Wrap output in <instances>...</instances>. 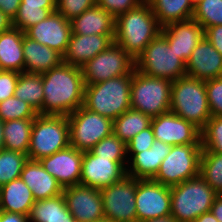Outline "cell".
<instances>
[{
    "label": "cell",
    "instance_id": "6da1fadb",
    "mask_svg": "<svg viewBox=\"0 0 222 222\" xmlns=\"http://www.w3.org/2000/svg\"><path fill=\"white\" fill-rule=\"evenodd\" d=\"M43 115H65L84 103V78L80 67L62 62L42 74Z\"/></svg>",
    "mask_w": 222,
    "mask_h": 222
},
{
    "label": "cell",
    "instance_id": "7a4b0ae2",
    "mask_svg": "<svg viewBox=\"0 0 222 222\" xmlns=\"http://www.w3.org/2000/svg\"><path fill=\"white\" fill-rule=\"evenodd\" d=\"M161 29L150 4L145 0L137 8L115 19L114 42L135 60Z\"/></svg>",
    "mask_w": 222,
    "mask_h": 222
},
{
    "label": "cell",
    "instance_id": "3957f363",
    "mask_svg": "<svg viewBox=\"0 0 222 222\" xmlns=\"http://www.w3.org/2000/svg\"><path fill=\"white\" fill-rule=\"evenodd\" d=\"M132 74L85 85L83 106L114 121L131 109Z\"/></svg>",
    "mask_w": 222,
    "mask_h": 222
},
{
    "label": "cell",
    "instance_id": "277c9868",
    "mask_svg": "<svg viewBox=\"0 0 222 222\" xmlns=\"http://www.w3.org/2000/svg\"><path fill=\"white\" fill-rule=\"evenodd\" d=\"M170 112L202 130L212 117L205 81L189 76L172 81Z\"/></svg>",
    "mask_w": 222,
    "mask_h": 222
},
{
    "label": "cell",
    "instance_id": "5b68a950",
    "mask_svg": "<svg viewBox=\"0 0 222 222\" xmlns=\"http://www.w3.org/2000/svg\"><path fill=\"white\" fill-rule=\"evenodd\" d=\"M170 189L171 215L177 222H193L203 213L210 212L218 195L200 175Z\"/></svg>",
    "mask_w": 222,
    "mask_h": 222
},
{
    "label": "cell",
    "instance_id": "8992f818",
    "mask_svg": "<svg viewBox=\"0 0 222 222\" xmlns=\"http://www.w3.org/2000/svg\"><path fill=\"white\" fill-rule=\"evenodd\" d=\"M70 145L68 116L40 115L33 121L28 159L39 161Z\"/></svg>",
    "mask_w": 222,
    "mask_h": 222
},
{
    "label": "cell",
    "instance_id": "52a82bcc",
    "mask_svg": "<svg viewBox=\"0 0 222 222\" xmlns=\"http://www.w3.org/2000/svg\"><path fill=\"white\" fill-rule=\"evenodd\" d=\"M172 81L145 75L134 69L131 83V109L151 118L170 112Z\"/></svg>",
    "mask_w": 222,
    "mask_h": 222
},
{
    "label": "cell",
    "instance_id": "ba28073f",
    "mask_svg": "<svg viewBox=\"0 0 222 222\" xmlns=\"http://www.w3.org/2000/svg\"><path fill=\"white\" fill-rule=\"evenodd\" d=\"M135 69L145 75L175 81L186 76V64L160 32L135 59Z\"/></svg>",
    "mask_w": 222,
    "mask_h": 222
},
{
    "label": "cell",
    "instance_id": "9c48e42d",
    "mask_svg": "<svg viewBox=\"0 0 222 222\" xmlns=\"http://www.w3.org/2000/svg\"><path fill=\"white\" fill-rule=\"evenodd\" d=\"M202 144L171 146L153 180L174 186L199 175Z\"/></svg>",
    "mask_w": 222,
    "mask_h": 222
},
{
    "label": "cell",
    "instance_id": "30bf717a",
    "mask_svg": "<svg viewBox=\"0 0 222 222\" xmlns=\"http://www.w3.org/2000/svg\"><path fill=\"white\" fill-rule=\"evenodd\" d=\"M70 146L79 151H90L99 141L113 133V121L96 112L79 107L68 115Z\"/></svg>",
    "mask_w": 222,
    "mask_h": 222
},
{
    "label": "cell",
    "instance_id": "8fae6325",
    "mask_svg": "<svg viewBox=\"0 0 222 222\" xmlns=\"http://www.w3.org/2000/svg\"><path fill=\"white\" fill-rule=\"evenodd\" d=\"M134 69L135 60L115 42L81 67L85 85L133 74Z\"/></svg>",
    "mask_w": 222,
    "mask_h": 222
},
{
    "label": "cell",
    "instance_id": "7c38bea8",
    "mask_svg": "<svg viewBox=\"0 0 222 222\" xmlns=\"http://www.w3.org/2000/svg\"><path fill=\"white\" fill-rule=\"evenodd\" d=\"M104 218L110 222H137L136 178L125 176L100 190Z\"/></svg>",
    "mask_w": 222,
    "mask_h": 222
},
{
    "label": "cell",
    "instance_id": "4fadbf2b",
    "mask_svg": "<svg viewBox=\"0 0 222 222\" xmlns=\"http://www.w3.org/2000/svg\"><path fill=\"white\" fill-rule=\"evenodd\" d=\"M137 222L171 215V189L153 179H136Z\"/></svg>",
    "mask_w": 222,
    "mask_h": 222
},
{
    "label": "cell",
    "instance_id": "5bb4252c",
    "mask_svg": "<svg viewBox=\"0 0 222 222\" xmlns=\"http://www.w3.org/2000/svg\"><path fill=\"white\" fill-rule=\"evenodd\" d=\"M127 164L128 161H112L90 151L83 152L79 184L101 190L121 181L127 175Z\"/></svg>",
    "mask_w": 222,
    "mask_h": 222
},
{
    "label": "cell",
    "instance_id": "9a60e30c",
    "mask_svg": "<svg viewBox=\"0 0 222 222\" xmlns=\"http://www.w3.org/2000/svg\"><path fill=\"white\" fill-rule=\"evenodd\" d=\"M62 195L74 220L78 222H98L105 219L99 189L77 184L64 188Z\"/></svg>",
    "mask_w": 222,
    "mask_h": 222
},
{
    "label": "cell",
    "instance_id": "2e32d148",
    "mask_svg": "<svg viewBox=\"0 0 222 222\" xmlns=\"http://www.w3.org/2000/svg\"><path fill=\"white\" fill-rule=\"evenodd\" d=\"M151 127L155 140L170 146L201 144V130L172 112L152 118Z\"/></svg>",
    "mask_w": 222,
    "mask_h": 222
},
{
    "label": "cell",
    "instance_id": "e0dca14e",
    "mask_svg": "<svg viewBox=\"0 0 222 222\" xmlns=\"http://www.w3.org/2000/svg\"><path fill=\"white\" fill-rule=\"evenodd\" d=\"M71 33L70 21L57 11L25 31L27 37L48 46L62 56L66 52Z\"/></svg>",
    "mask_w": 222,
    "mask_h": 222
},
{
    "label": "cell",
    "instance_id": "ac0fdd59",
    "mask_svg": "<svg viewBox=\"0 0 222 222\" xmlns=\"http://www.w3.org/2000/svg\"><path fill=\"white\" fill-rule=\"evenodd\" d=\"M82 158L83 152L69 145L39 162L64 189L80 183Z\"/></svg>",
    "mask_w": 222,
    "mask_h": 222
},
{
    "label": "cell",
    "instance_id": "d6986e66",
    "mask_svg": "<svg viewBox=\"0 0 222 222\" xmlns=\"http://www.w3.org/2000/svg\"><path fill=\"white\" fill-rule=\"evenodd\" d=\"M168 44L186 64L194 48L204 37L203 27L193 18L170 23L161 29Z\"/></svg>",
    "mask_w": 222,
    "mask_h": 222
},
{
    "label": "cell",
    "instance_id": "ffe728a7",
    "mask_svg": "<svg viewBox=\"0 0 222 222\" xmlns=\"http://www.w3.org/2000/svg\"><path fill=\"white\" fill-rule=\"evenodd\" d=\"M186 76L204 81L222 77V55L205 37L186 63Z\"/></svg>",
    "mask_w": 222,
    "mask_h": 222
},
{
    "label": "cell",
    "instance_id": "44dd1931",
    "mask_svg": "<svg viewBox=\"0 0 222 222\" xmlns=\"http://www.w3.org/2000/svg\"><path fill=\"white\" fill-rule=\"evenodd\" d=\"M115 35H77L71 33L63 62L75 67H82L97 54L106 50L113 42Z\"/></svg>",
    "mask_w": 222,
    "mask_h": 222
},
{
    "label": "cell",
    "instance_id": "7402d4cb",
    "mask_svg": "<svg viewBox=\"0 0 222 222\" xmlns=\"http://www.w3.org/2000/svg\"><path fill=\"white\" fill-rule=\"evenodd\" d=\"M171 146L159 140H154L149 150L142 152H127V176L136 179H153L161 162L170 153Z\"/></svg>",
    "mask_w": 222,
    "mask_h": 222
},
{
    "label": "cell",
    "instance_id": "603a6c76",
    "mask_svg": "<svg viewBox=\"0 0 222 222\" xmlns=\"http://www.w3.org/2000/svg\"><path fill=\"white\" fill-rule=\"evenodd\" d=\"M20 178L30 188L35 201L58 196L64 190L39 161L28 160L24 164Z\"/></svg>",
    "mask_w": 222,
    "mask_h": 222
},
{
    "label": "cell",
    "instance_id": "cb8c5ba5",
    "mask_svg": "<svg viewBox=\"0 0 222 222\" xmlns=\"http://www.w3.org/2000/svg\"><path fill=\"white\" fill-rule=\"evenodd\" d=\"M24 72L43 74L63 62V56L46 45L40 44L24 35Z\"/></svg>",
    "mask_w": 222,
    "mask_h": 222
},
{
    "label": "cell",
    "instance_id": "d4e9b609",
    "mask_svg": "<svg viewBox=\"0 0 222 222\" xmlns=\"http://www.w3.org/2000/svg\"><path fill=\"white\" fill-rule=\"evenodd\" d=\"M71 30L77 35H115V18L97 4L71 21Z\"/></svg>",
    "mask_w": 222,
    "mask_h": 222
},
{
    "label": "cell",
    "instance_id": "484cf974",
    "mask_svg": "<svg viewBox=\"0 0 222 222\" xmlns=\"http://www.w3.org/2000/svg\"><path fill=\"white\" fill-rule=\"evenodd\" d=\"M25 32L18 28L0 33V66L1 70L24 72L23 37Z\"/></svg>",
    "mask_w": 222,
    "mask_h": 222
},
{
    "label": "cell",
    "instance_id": "4316f807",
    "mask_svg": "<svg viewBox=\"0 0 222 222\" xmlns=\"http://www.w3.org/2000/svg\"><path fill=\"white\" fill-rule=\"evenodd\" d=\"M35 203L30 188L21 178L12 180L0 187V210L29 215Z\"/></svg>",
    "mask_w": 222,
    "mask_h": 222
},
{
    "label": "cell",
    "instance_id": "83f0119b",
    "mask_svg": "<svg viewBox=\"0 0 222 222\" xmlns=\"http://www.w3.org/2000/svg\"><path fill=\"white\" fill-rule=\"evenodd\" d=\"M161 27L191 19L194 13L192 0H146Z\"/></svg>",
    "mask_w": 222,
    "mask_h": 222
},
{
    "label": "cell",
    "instance_id": "f1b7e54d",
    "mask_svg": "<svg viewBox=\"0 0 222 222\" xmlns=\"http://www.w3.org/2000/svg\"><path fill=\"white\" fill-rule=\"evenodd\" d=\"M42 74L21 72L15 87L14 97L28 103L38 114L43 115Z\"/></svg>",
    "mask_w": 222,
    "mask_h": 222
},
{
    "label": "cell",
    "instance_id": "f546056e",
    "mask_svg": "<svg viewBox=\"0 0 222 222\" xmlns=\"http://www.w3.org/2000/svg\"><path fill=\"white\" fill-rule=\"evenodd\" d=\"M70 216L65 199L60 194L52 198L35 201L28 218L30 222H65Z\"/></svg>",
    "mask_w": 222,
    "mask_h": 222
},
{
    "label": "cell",
    "instance_id": "4dcf8cb0",
    "mask_svg": "<svg viewBox=\"0 0 222 222\" xmlns=\"http://www.w3.org/2000/svg\"><path fill=\"white\" fill-rule=\"evenodd\" d=\"M34 119L9 120L4 122V149L28 153Z\"/></svg>",
    "mask_w": 222,
    "mask_h": 222
},
{
    "label": "cell",
    "instance_id": "1f68e13d",
    "mask_svg": "<svg viewBox=\"0 0 222 222\" xmlns=\"http://www.w3.org/2000/svg\"><path fill=\"white\" fill-rule=\"evenodd\" d=\"M151 120L150 116L129 109L113 121V133L128 144L135 135L151 126Z\"/></svg>",
    "mask_w": 222,
    "mask_h": 222
},
{
    "label": "cell",
    "instance_id": "d6a6232c",
    "mask_svg": "<svg viewBox=\"0 0 222 222\" xmlns=\"http://www.w3.org/2000/svg\"><path fill=\"white\" fill-rule=\"evenodd\" d=\"M199 175L218 194H222V154L202 149Z\"/></svg>",
    "mask_w": 222,
    "mask_h": 222
},
{
    "label": "cell",
    "instance_id": "836d02e7",
    "mask_svg": "<svg viewBox=\"0 0 222 222\" xmlns=\"http://www.w3.org/2000/svg\"><path fill=\"white\" fill-rule=\"evenodd\" d=\"M28 160L25 153L7 149L0 150V187L20 178L24 164Z\"/></svg>",
    "mask_w": 222,
    "mask_h": 222
},
{
    "label": "cell",
    "instance_id": "e575fe53",
    "mask_svg": "<svg viewBox=\"0 0 222 222\" xmlns=\"http://www.w3.org/2000/svg\"><path fill=\"white\" fill-rule=\"evenodd\" d=\"M203 29L222 25V0H202L194 6L192 17Z\"/></svg>",
    "mask_w": 222,
    "mask_h": 222
},
{
    "label": "cell",
    "instance_id": "d590c367",
    "mask_svg": "<svg viewBox=\"0 0 222 222\" xmlns=\"http://www.w3.org/2000/svg\"><path fill=\"white\" fill-rule=\"evenodd\" d=\"M55 11L56 8H41V6L20 4L12 25L25 32L28 28L41 22Z\"/></svg>",
    "mask_w": 222,
    "mask_h": 222
},
{
    "label": "cell",
    "instance_id": "8d00e7d4",
    "mask_svg": "<svg viewBox=\"0 0 222 222\" xmlns=\"http://www.w3.org/2000/svg\"><path fill=\"white\" fill-rule=\"evenodd\" d=\"M90 152L99 157L111 158L112 161H128L127 146L114 133L99 141Z\"/></svg>",
    "mask_w": 222,
    "mask_h": 222
},
{
    "label": "cell",
    "instance_id": "74e56055",
    "mask_svg": "<svg viewBox=\"0 0 222 222\" xmlns=\"http://www.w3.org/2000/svg\"><path fill=\"white\" fill-rule=\"evenodd\" d=\"M38 113L26 102L14 96L0 102V120L34 119Z\"/></svg>",
    "mask_w": 222,
    "mask_h": 222
},
{
    "label": "cell",
    "instance_id": "f35d334b",
    "mask_svg": "<svg viewBox=\"0 0 222 222\" xmlns=\"http://www.w3.org/2000/svg\"><path fill=\"white\" fill-rule=\"evenodd\" d=\"M202 148L222 154V116H212L201 130Z\"/></svg>",
    "mask_w": 222,
    "mask_h": 222
},
{
    "label": "cell",
    "instance_id": "ab89813d",
    "mask_svg": "<svg viewBox=\"0 0 222 222\" xmlns=\"http://www.w3.org/2000/svg\"><path fill=\"white\" fill-rule=\"evenodd\" d=\"M96 5V0H56V11L71 21Z\"/></svg>",
    "mask_w": 222,
    "mask_h": 222
},
{
    "label": "cell",
    "instance_id": "60d3db41",
    "mask_svg": "<svg viewBox=\"0 0 222 222\" xmlns=\"http://www.w3.org/2000/svg\"><path fill=\"white\" fill-rule=\"evenodd\" d=\"M212 116H222V77L205 81Z\"/></svg>",
    "mask_w": 222,
    "mask_h": 222
},
{
    "label": "cell",
    "instance_id": "b9f144b4",
    "mask_svg": "<svg viewBox=\"0 0 222 222\" xmlns=\"http://www.w3.org/2000/svg\"><path fill=\"white\" fill-rule=\"evenodd\" d=\"M145 0H96V4L115 19L129 10L137 8Z\"/></svg>",
    "mask_w": 222,
    "mask_h": 222
},
{
    "label": "cell",
    "instance_id": "7bdbcfd3",
    "mask_svg": "<svg viewBox=\"0 0 222 222\" xmlns=\"http://www.w3.org/2000/svg\"><path fill=\"white\" fill-rule=\"evenodd\" d=\"M154 140L153 129L150 126L135 135L128 144H126L127 152H142L144 150H149L153 145Z\"/></svg>",
    "mask_w": 222,
    "mask_h": 222
},
{
    "label": "cell",
    "instance_id": "ee69618b",
    "mask_svg": "<svg viewBox=\"0 0 222 222\" xmlns=\"http://www.w3.org/2000/svg\"><path fill=\"white\" fill-rule=\"evenodd\" d=\"M19 74L16 71L0 70V102L14 96Z\"/></svg>",
    "mask_w": 222,
    "mask_h": 222
},
{
    "label": "cell",
    "instance_id": "f6af8a7d",
    "mask_svg": "<svg viewBox=\"0 0 222 222\" xmlns=\"http://www.w3.org/2000/svg\"><path fill=\"white\" fill-rule=\"evenodd\" d=\"M204 37L222 55V25L211 26L204 29Z\"/></svg>",
    "mask_w": 222,
    "mask_h": 222
},
{
    "label": "cell",
    "instance_id": "bcb514c9",
    "mask_svg": "<svg viewBox=\"0 0 222 222\" xmlns=\"http://www.w3.org/2000/svg\"><path fill=\"white\" fill-rule=\"evenodd\" d=\"M21 0H0V10L12 21L16 17Z\"/></svg>",
    "mask_w": 222,
    "mask_h": 222
},
{
    "label": "cell",
    "instance_id": "7dc6e473",
    "mask_svg": "<svg viewBox=\"0 0 222 222\" xmlns=\"http://www.w3.org/2000/svg\"><path fill=\"white\" fill-rule=\"evenodd\" d=\"M0 222H30L27 215L0 210Z\"/></svg>",
    "mask_w": 222,
    "mask_h": 222
},
{
    "label": "cell",
    "instance_id": "c3c4849f",
    "mask_svg": "<svg viewBox=\"0 0 222 222\" xmlns=\"http://www.w3.org/2000/svg\"><path fill=\"white\" fill-rule=\"evenodd\" d=\"M20 4L41 6V8H56V0H21Z\"/></svg>",
    "mask_w": 222,
    "mask_h": 222
},
{
    "label": "cell",
    "instance_id": "681fc988",
    "mask_svg": "<svg viewBox=\"0 0 222 222\" xmlns=\"http://www.w3.org/2000/svg\"><path fill=\"white\" fill-rule=\"evenodd\" d=\"M210 211L213 213L218 222H222V194L215 197Z\"/></svg>",
    "mask_w": 222,
    "mask_h": 222
},
{
    "label": "cell",
    "instance_id": "f907efd6",
    "mask_svg": "<svg viewBox=\"0 0 222 222\" xmlns=\"http://www.w3.org/2000/svg\"><path fill=\"white\" fill-rule=\"evenodd\" d=\"M12 20L0 10V33L12 27Z\"/></svg>",
    "mask_w": 222,
    "mask_h": 222
},
{
    "label": "cell",
    "instance_id": "816d5d0a",
    "mask_svg": "<svg viewBox=\"0 0 222 222\" xmlns=\"http://www.w3.org/2000/svg\"><path fill=\"white\" fill-rule=\"evenodd\" d=\"M193 222H218V220L215 218L213 213L210 211L207 213H203L201 216H199Z\"/></svg>",
    "mask_w": 222,
    "mask_h": 222
},
{
    "label": "cell",
    "instance_id": "f5cc1de1",
    "mask_svg": "<svg viewBox=\"0 0 222 222\" xmlns=\"http://www.w3.org/2000/svg\"><path fill=\"white\" fill-rule=\"evenodd\" d=\"M142 222H177L176 219L172 215H168L165 217H159L154 219L145 220Z\"/></svg>",
    "mask_w": 222,
    "mask_h": 222
},
{
    "label": "cell",
    "instance_id": "db71d44e",
    "mask_svg": "<svg viewBox=\"0 0 222 222\" xmlns=\"http://www.w3.org/2000/svg\"><path fill=\"white\" fill-rule=\"evenodd\" d=\"M3 126L4 122L0 120V150L4 149Z\"/></svg>",
    "mask_w": 222,
    "mask_h": 222
},
{
    "label": "cell",
    "instance_id": "11a10c76",
    "mask_svg": "<svg viewBox=\"0 0 222 222\" xmlns=\"http://www.w3.org/2000/svg\"><path fill=\"white\" fill-rule=\"evenodd\" d=\"M65 222H78V221L74 220L73 217L70 216L69 218H67V219L65 220Z\"/></svg>",
    "mask_w": 222,
    "mask_h": 222
},
{
    "label": "cell",
    "instance_id": "9f6ffc18",
    "mask_svg": "<svg viewBox=\"0 0 222 222\" xmlns=\"http://www.w3.org/2000/svg\"><path fill=\"white\" fill-rule=\"evenodd\" d=\"M200 1H202V0H192V4L195 6V5L198 4Z\"/></svg>",
    "mask_w": 222,
    "mask_h": 222
},
{
    "label": "cell",
    "instance_id": "6f0895ef",
    "mask_svg": "<svg viewBox=\"0 0 222 222\" xmlns=\"http://www.w3.org/2000/svg\"><path fill=\"white\" fill-rule=\"evenodd\" d=\"M98 222H110V221H107L106 219H104V220L98 221Z\"/></svg>",
    "mask_w": 222,
    "mask_h": 222
}]
</instances>
